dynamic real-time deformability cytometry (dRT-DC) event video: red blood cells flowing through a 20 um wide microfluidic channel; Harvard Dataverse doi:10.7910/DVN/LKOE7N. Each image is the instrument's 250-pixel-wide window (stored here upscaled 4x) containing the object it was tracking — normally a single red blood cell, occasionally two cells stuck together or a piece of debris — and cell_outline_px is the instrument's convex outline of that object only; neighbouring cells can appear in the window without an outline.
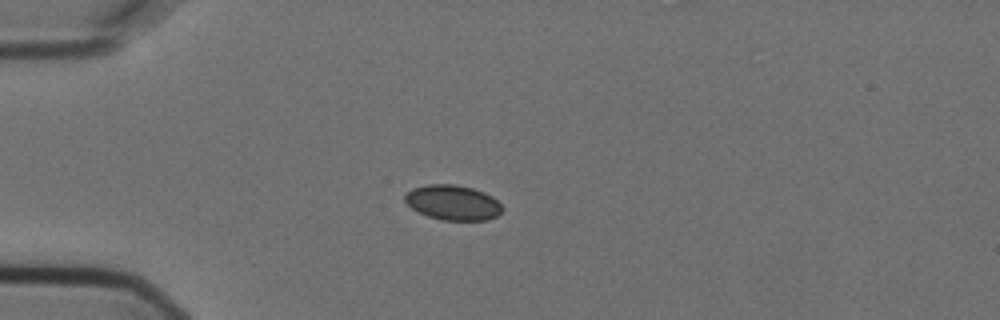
{"species": "Egyptian fruit bat (a non-hibernating species)", "species_latin": "Rousettus aegyptiacus", "temperature_condition": "cold", "stored_images_in_passage": 6, "camera_frame_rate_fps": 3000, "um_per_image_px": 0.085, "animal": {"sex": "female"}, "frame": {"image": 1, "passage_image": 4, "time_ms": 1.0, "image_size_px": [1000, 320], "cell_outline_px": [[504, 208], [496, 216], [488, 220], [440, 220], [428, 216], [412, 208], [404, 200], [404, 196], [412, 188], [428, 184], [452, 184], [472, 188], [484, 192], [492, 196]], "centroid_in_image_um": [38.49, 17.22], "position_along_channel_um": 46.5, "area_um2": 19.77}}